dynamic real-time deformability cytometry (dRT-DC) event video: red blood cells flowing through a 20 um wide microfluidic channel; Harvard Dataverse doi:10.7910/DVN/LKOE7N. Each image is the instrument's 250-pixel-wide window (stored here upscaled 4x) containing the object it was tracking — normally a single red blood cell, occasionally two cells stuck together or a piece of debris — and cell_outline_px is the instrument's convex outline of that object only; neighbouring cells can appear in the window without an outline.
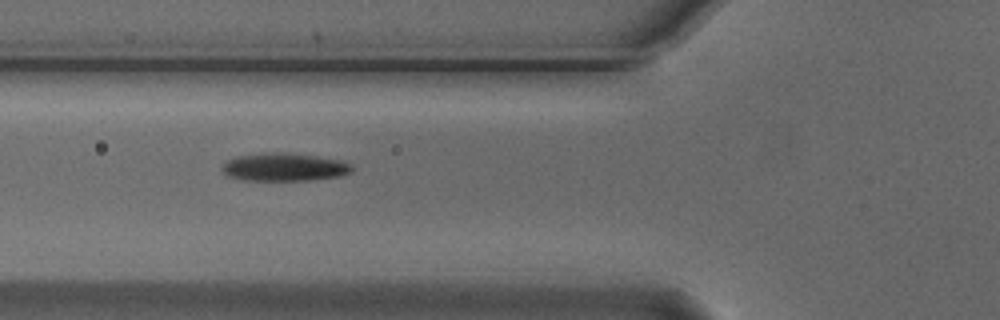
{"species": "Egyptian fruit bat (a non-hibernating species)", "species_latin": "Rousettus aegyptiacus", "temperature_condition": "cold", "stored_images_in_passage": 6, "camera_frame_rate_fps": 3000, "um_per_image_px": 0.085, "animal": {"sex": "male"}, "frame": {"image": 1, "passage_image": 5, "time_ms": 1.333, "image_size_px": [1000, 320], "cell_outline_px": [[352, 172], [340, 176], [312, 180], [244, 180], [228, 176], [220, 168], [228, 160], [240, 156], [264, 152], [284, 152], [316, 156], [340, 160], [352, 164]], "centroid_in_image_um": [24.19, 14.2], "position_along_channel_um": 101.6, "area_um2": 21.15}}
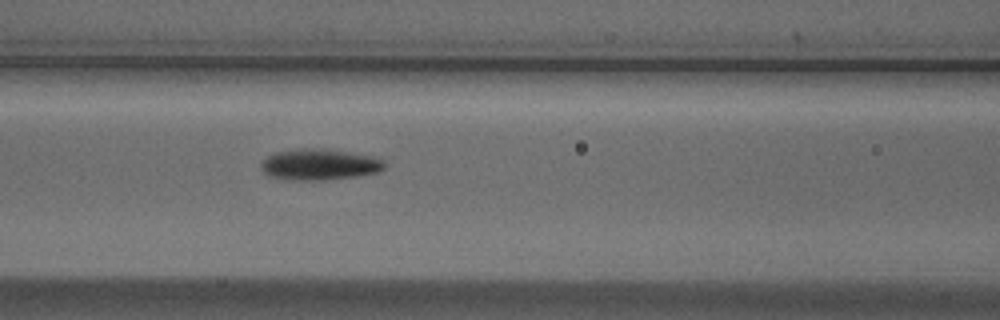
{"frame": {"image": 2, "passage_image": 6, "time_ms": 1.667, "image_size_px": [1000, 320], "cell_outline_px": [[384, 168], [376, 172], [356, 176], [324, 180], [288, 180], [268, 176], [260, 168], [260, 164], [268, 156], [276, 152], [296, 148], [324, 148], [372, 156], [384, 160]], "centroid_in_image_um": [27.11, 13.98], "position_along_channel_um": 139.5, "area_um2": 22.43}}